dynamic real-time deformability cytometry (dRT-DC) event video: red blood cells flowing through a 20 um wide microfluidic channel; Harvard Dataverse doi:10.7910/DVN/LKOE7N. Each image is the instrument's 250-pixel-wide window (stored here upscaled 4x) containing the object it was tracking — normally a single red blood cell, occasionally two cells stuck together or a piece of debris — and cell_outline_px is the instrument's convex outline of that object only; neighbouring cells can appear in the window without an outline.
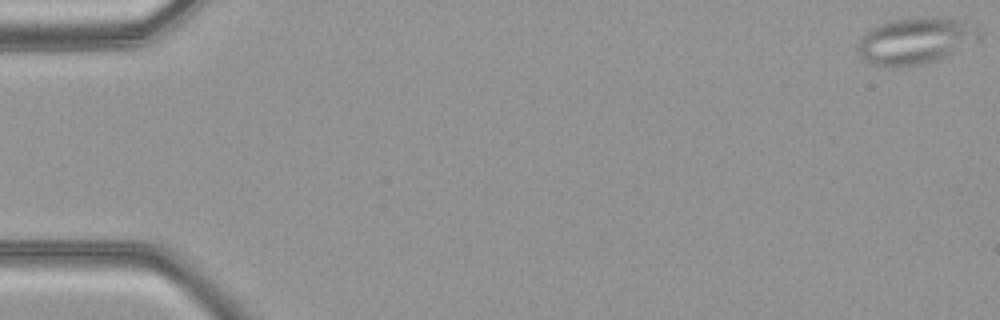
{"species": "common noctule bat (a hibernating species)", "species_latin": "Nyctalus noctula", "temperature_condition": "warm", "stored_images_in_passage": 50, "camera_frame_rate_fps": 3000, "um_per_image_px": 0.085, "animal": {"sex": "female", "body_mass_g": 21.9}, "frame": {"image": 1, "passage_image": 1, "time_ms": 0.0, "image_size_px": [1000, 320], "cell_outline_px": [[984, 32], [980, 36], [940, 60], [924, 64], [896, 68], [884, 68], [868, 64], [856, 52], [856, 48], [860, 36], [864, 32], [880, 24], [892, 20], [920, 16], [928, 16], [964, 20], [980, 28]], "centroid_in_image_um": [77.74, 3.48], "position_along_channel_um": 7.3, "area_um2": 33.7}}
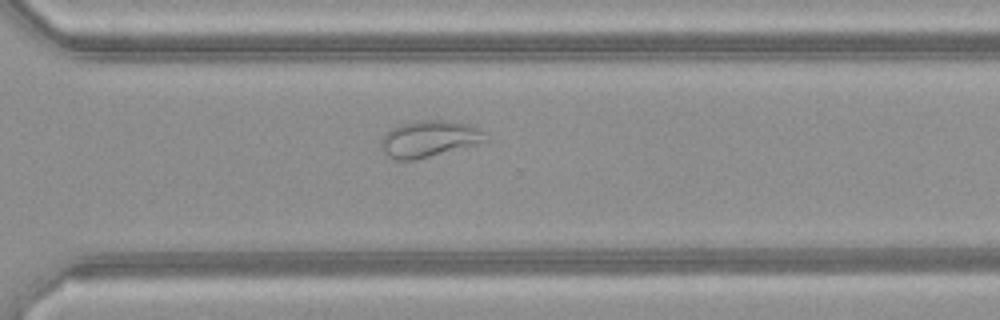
{"frame": {"image": 2, "passage_image": 36, "time_ms": 11.667, "image_size_px": [1000, 320], "cell_outline_px": [[488, 140], [476, 144], [416, 160], [396, 160], [384, 156], [380, 148], [380, 144], [384, 136], [392, 128], [400, 124], [416, 120], [452, 120], [468, 124], [488, 132]], "centroid_in_image_um": [36.48, 11.8], "position_along_channel_um": 334.1, "area_um2": 22.54}}
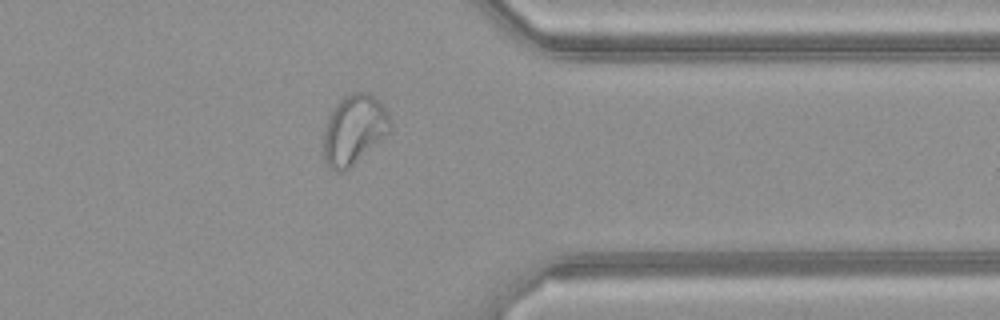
{"frame": {"image": 3, "passage_image": 40, "time_ms": 13.0, "image_size_px": [1000, 320], "cell_outline_px": [[392, 128], [384, 136], [344, 172], [336, 172], [328, 168], [324, 164], [324, 124], [328, 116], [336, 104], [344, 96], [352, 92], [368, 92], [376, 96], [380, 100], [388, 112], [392, 120]], "centroid_in_image_um": [30.08, 11.0], "position_along_channel_um": 381.3, "area_um2": 27.28}, "authors_computed_cell_mechanics": {"area_um2": 29.0734, "velocity_mm_per_s": 4.1698, "shape_relaxation_time_tau1_ms": null, "shape_relaxation_time_tau2_ms": 0.8588, "deformation_change_tau1": null, "deformation_change_tau2": 0.0669}}